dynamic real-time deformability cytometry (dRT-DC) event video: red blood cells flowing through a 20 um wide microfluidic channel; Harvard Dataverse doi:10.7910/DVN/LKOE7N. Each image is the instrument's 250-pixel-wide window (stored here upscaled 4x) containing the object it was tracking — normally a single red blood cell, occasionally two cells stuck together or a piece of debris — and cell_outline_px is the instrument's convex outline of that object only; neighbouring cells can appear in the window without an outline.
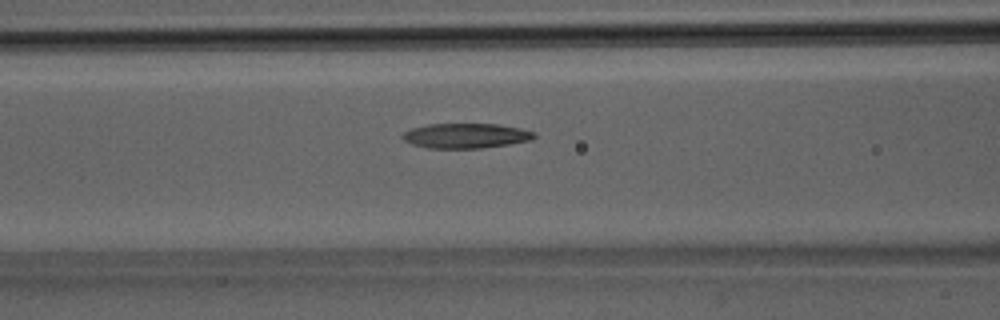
{"species": "Egyptian fruit bat (a non-hibernating species)", "species_latin": "Rousettus aegyptiacus", "temperature_condition": "room temperature", "stored_images_in_passage": 33, "camera_frame_rate_fps": 3000, "um_per_image_px": 0.085, "animal": {"sex": "male"}, "frame": {"image": 1, "passage_image": 11, "time_ms": 3.333, "image_size_px": [1000, 320], "cell_outline_px": [[536, 136], [532, 140], [508, 144], [480, 148], [428, 148], [412, 144], [404, 140], [400, 136], [404, 132], [412, 128], [428, 124], [500, 124], [520, 128], [536, 132]], "centroid_in_image_um": [39.61, 11.53], "position_along_channel_um": 127.0, "area_um2": 19.13}}
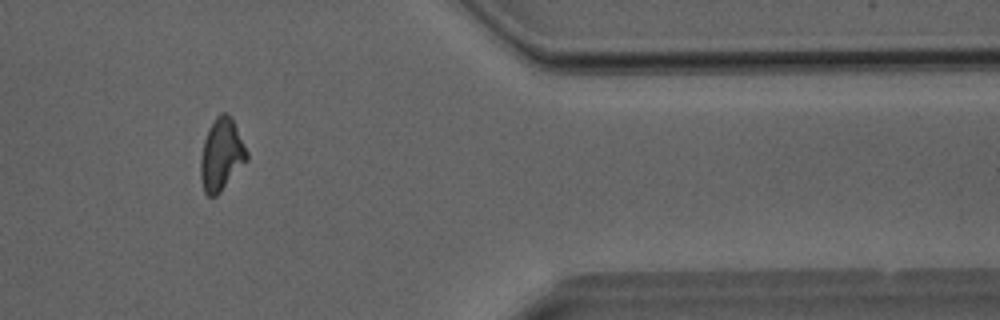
{"frame": {"image": 2, "passage_image": 27, "time_ms": 8.667, "image_size_px": [1000, 320], "cell_outline_px": [[248, 160], [220, 192], [216, 196], [208, 196], [204, 192], [200, 176], [200, 160], [204, 140], [208, 128], [216, 116], [220, 112], [224, 112], [232, 120], [248, 152]], "centroid_in_image_um": [18.8, 13.17], "position_along_channel_um": 392.6, "area_um2": 19.25}}
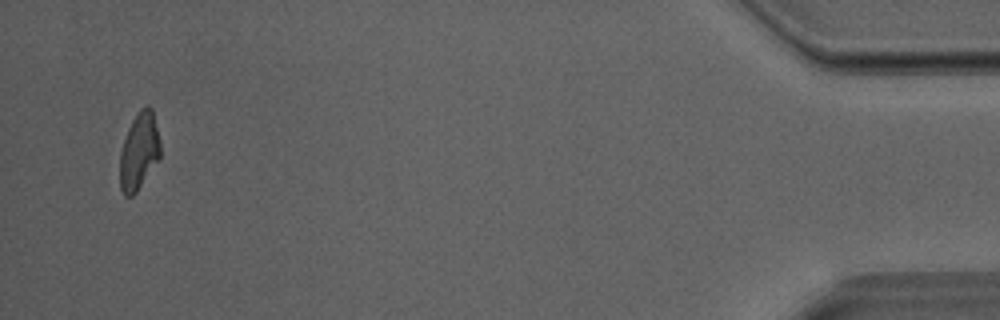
{"frame": {"image": 3, "passage_image": 32, "time_ms": 10.333, "image_size_px": [1000, 320], "cell_outline_px": [[160, 156], [136, 192], [132, 196], [124, 196], [120, 188], [120, 152], [128, 128], [132, 120], [140, 108], [144, 104], [148, 104], [152, 108], [160, 140]], "centroid_in_image_um": [11.81, 12.81], "position_along_channel_um": 423.4, "area_um2": 18.09}}